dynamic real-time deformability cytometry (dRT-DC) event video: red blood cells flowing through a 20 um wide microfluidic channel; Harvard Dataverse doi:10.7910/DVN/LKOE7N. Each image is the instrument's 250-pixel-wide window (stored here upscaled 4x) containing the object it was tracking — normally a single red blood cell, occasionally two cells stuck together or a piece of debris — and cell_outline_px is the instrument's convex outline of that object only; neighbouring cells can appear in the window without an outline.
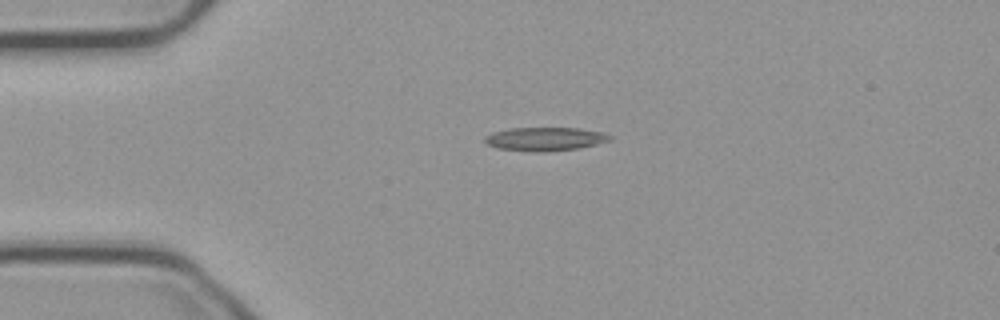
{"species": "common noctule bat (a hibernating species)", "species_latin": "Nyctalus noctula", "temperature_condition": "cold", "stored_images_in_passage": 35, "camera_frame_rate_fps": 3000, "um_per_image_px": 0.085, "animal": {"sex": "male", "body_mass_g": 23.1, "forearm_length_mm": 52.7}, "frame": {"image": 1, "passage_image": 1, "time_ms": 0.0, "image_size_px": [1000, 320], "cell_outline_px": [[612, 140], [596, 144], [576, 148], [540, 152], [496, 148], [488, 144], [484, 140], [484, 136], [492, 132], [512, 128], [580, 128], [604, 132], [612, 136]], "centroid_in_image_um": [46.34, 11.8], "position_along_channel_um": 38.7, "area_um2": 17.05}}
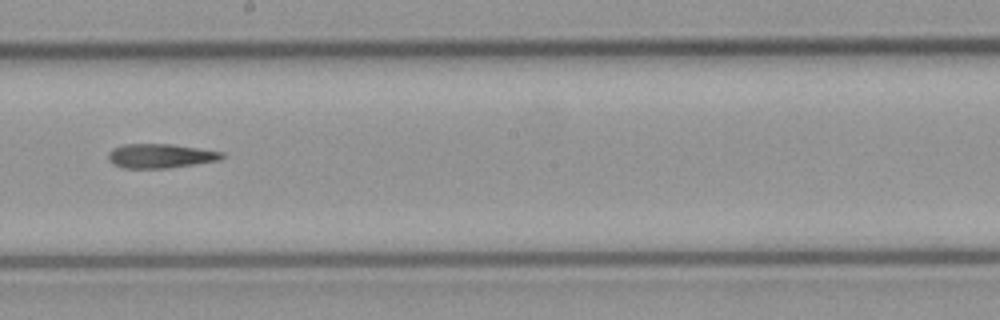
{"frame": {"image": 2, "passage_image": 19, "time_ms": 6.0, "image_size_px": [1000, 320], "cell_outline_px": [[224, 156], [220, 160], [196, 164], [168, 168], [124, 168], [112, 164], [108, 160], [108, 152], [112, 148], [124, 144], [172, 144], [224, 152]], "centroid_in_image_um": [13.62, 13.25], "position_along_channel_um": 234.6, "area_um2": 16.18}}
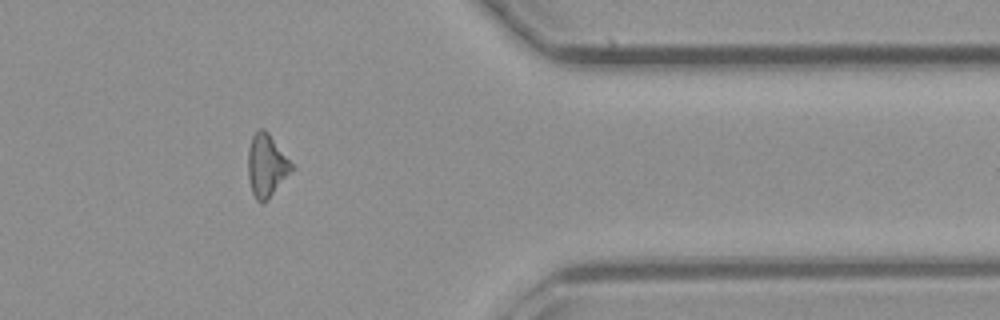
{"frame": {"image": 3, "passage_image": 33, "time_ms": 10.667, "image_size_px": [1000, 320], "cell_outline_px": [[292, 168], [268, 200], [264, 204], [260, 204], [256, 200], [252, 192], [248, 176], [248, 148], [252, 136], [260, 128], [264, 128], [268, 132], [292, 164]], "centroid_in_image_um": [22.61, 14.08], "position_along_channel_um": 388.8, "area_um2": 15.61}}